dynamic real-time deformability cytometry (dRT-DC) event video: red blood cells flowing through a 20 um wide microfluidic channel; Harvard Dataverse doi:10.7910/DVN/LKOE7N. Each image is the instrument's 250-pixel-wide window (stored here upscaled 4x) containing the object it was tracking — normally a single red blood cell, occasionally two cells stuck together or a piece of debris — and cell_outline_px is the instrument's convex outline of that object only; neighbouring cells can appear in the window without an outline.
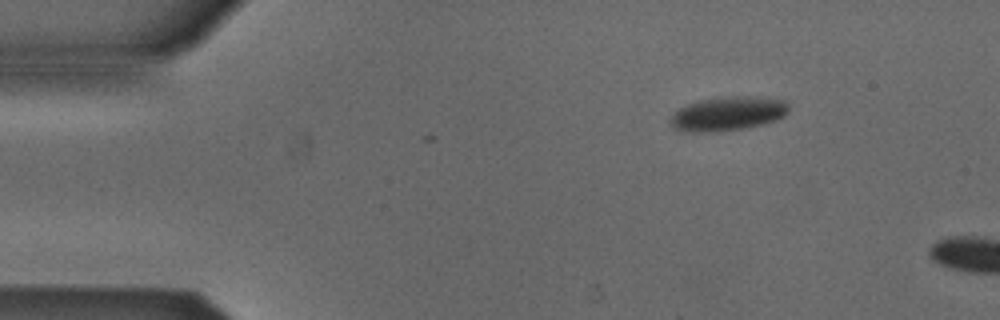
{"species": "Egyptian fruit bat (a non-hibernating species)", "species_latin": "Rousettus aegyptiacus", "temperature_condition": "cold", "stored_images_in_passage": 3, "camera_frame_rate_fps": 3000, "um_per_image_px": 0.085, "animal": {"sex": "male"}, "frame": {"image": 1, "passage_image": 1, "time_ms": 0.0, "image_size_px": [1000, 320], "cell_outline_px": [[788, 112], [784, 116], [776, 120], [760, 124], [740, 128], [716, 132], [680, 132], [672, 128], [668, 124], [668, 120], [680, 108], [688, 104], [704, 100], [736, 96], [780, 100], [788, 104]], "centroid_in_image_um": [61.78, 9.7], "position_along_channel_um": 23.2, "area_um2": 22.95}}